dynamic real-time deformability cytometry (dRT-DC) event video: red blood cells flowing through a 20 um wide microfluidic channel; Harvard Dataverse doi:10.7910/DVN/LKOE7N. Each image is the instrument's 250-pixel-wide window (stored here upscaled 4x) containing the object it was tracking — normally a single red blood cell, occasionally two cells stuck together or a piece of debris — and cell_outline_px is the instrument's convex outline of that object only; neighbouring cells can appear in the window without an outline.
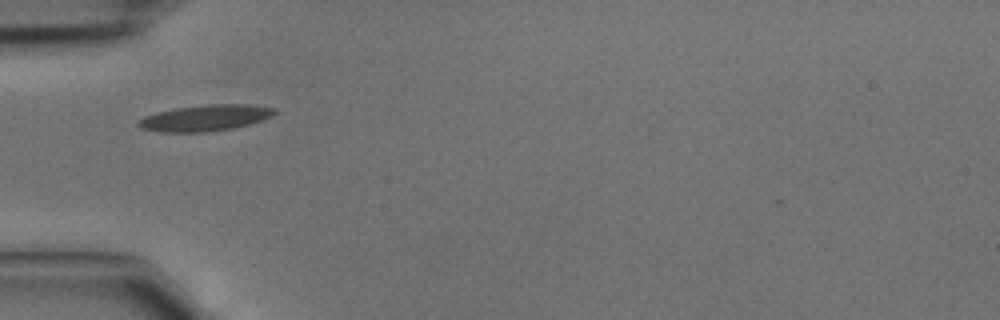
{"species": "common noctule bat (a hibernating species)", "species_latin": "Nyctalus noctula", "temperature_condition": "cold", "stored_images_in_passage": 1, "camera_frame_rate_fps": 3000, "um_per_image_px": 0.085, "animal": {"sex": "male", "body_mass_g": 15.6}, "frame": {"image": 1, "passage_image": 1, "time_ms": 0.0, "image_size_px": [1000, 320], "cell_outline_px": [[276, 112], [272, 116], [264, 120], [232, 128], [208, 132], [160, 132], [140, 128], [136, 124], [144, 116], [156, 112], [176, 108], [208, 104], [248, 104], [276, 108]], "centroid_in_image_um": [17.45, 10.02], "position_along_channel_um": 67.6, "area_um2": 20.81}}